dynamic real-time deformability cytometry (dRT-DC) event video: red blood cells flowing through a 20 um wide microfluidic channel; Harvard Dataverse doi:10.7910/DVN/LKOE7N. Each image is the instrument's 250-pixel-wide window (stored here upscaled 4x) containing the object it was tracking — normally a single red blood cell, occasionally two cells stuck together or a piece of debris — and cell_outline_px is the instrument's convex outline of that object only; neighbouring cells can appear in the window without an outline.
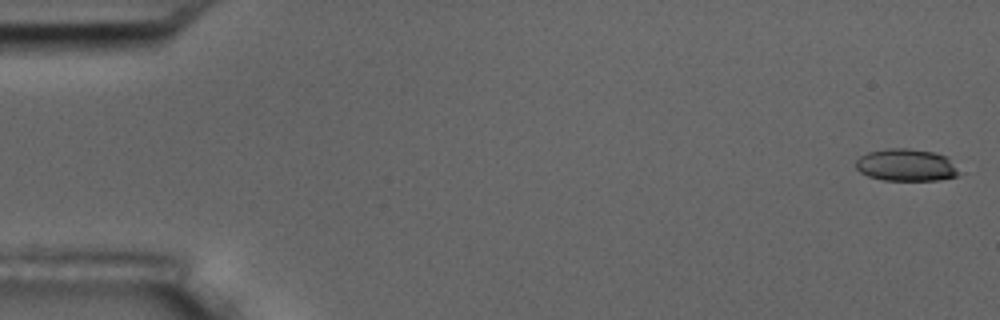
{"species": "common noctule bat (a hibernating species)", "species_latin": "Nyctalus noctula", "temperature_condition": "room temperature", "stored_images_in_passage": 7, "camera_frame_rate_fps": 3000, "um_per_image_px": 0.085, "animal": {"sex": "male", "body_mass_g": 17.5, "forearm_length_mm": 52.3}, "frame": {"image": 1, "passage_image": 1, "time_ms": 0.0, "image_size_px": [1000, 320], "cell_outline_px": [[960, 176], [940, 180], [884, 180], [868, 176], [860, 172], [856, 168], [856, 160], [860, 156], [868, 152], [888, 148], [908, 148], [936, 152], [948, 156]], "centroid_in_image_um": [77.03, 14.02], "position_along_channel_um": 8.0, "area_um2": 19.48}}
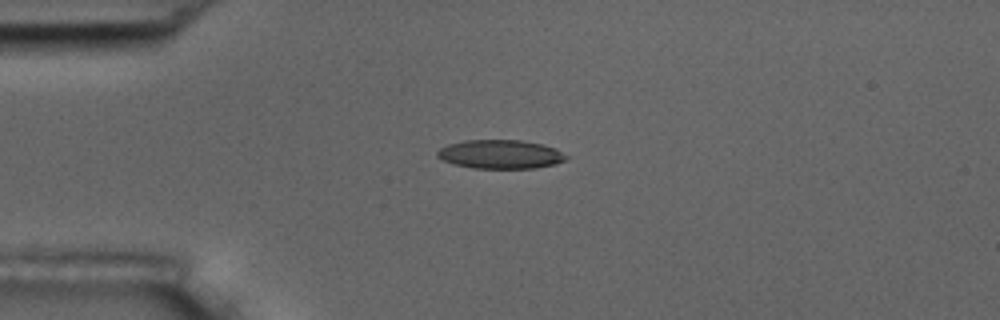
{"frame": {"image": 2, "passage_image": 5, "time_ms": 1.333, "image_size_px": [1000, 320], "cell_outline_px": [[568, 156], [564, 160], [556, 164], [536, 168], [472, 168], [456, 164], [444, 160], [436, 156], [436, 152], [440, 148], [448, 144], [464, 140], [520, 140], [544, 144], [556, 148]], "centroid_in_image_um": [42.55, 13.1], "position_along_channel_um": 42.4, "area_um2": 21.68}}